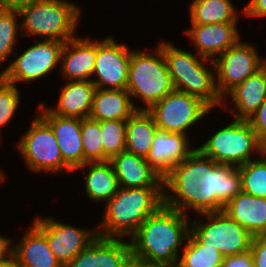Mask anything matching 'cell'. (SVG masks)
Wrapping results in <instances>:
<instances>
[{
    "label": "cell",
    "mask_w": 266,
    "mask_h": 267,
    "mask_svg": "<svg viewBox=\"0 0 266 267\" xmlns=\"http://www.w3.org/2000/svg\"><path fill=\"white\" fill-rule=\"evenodd\" d=\"M245 18L266 17V0H249L248 4L241 10Z\"/></svg>",
    "instance_id": "f35d334b"
},
{
    "label": "cell",
    "mask_w": 266,
    "mask_h": 267,
    "mask_svg": "<svg viewBox=\"0 0 266 267\" xmlns=\"http://www.w3.org/2000/svg\"><path fill=\"white\" fill-rule=\"evenodd\" d=\"M266 98V64L255 74L248 76L224 97L222 108H231V116L236 120H248ZM229 99V101H228ZM231 100V101H230ZM231 103V104H230Z\"/></svg>",
    "instance_id": "ffe728a7"
},
{
    "label": "cell",
    "mask_w": 266,
    "mask_h": 267,
    "mask_svg": "<svg viewBox=\"0 0 266 267\" xmlns=\"http://www.w3.org/2000/svg\"><path fill=\"white\" fill-rule=\"evenodd\" d=\"M131 257L129 239L98 236L65 267H126Z\"/></svg>",
    "instance_id": "ac0fdd59"
},
{
    "label": "cell",
    "mask_w": 266,
    "mask_h": 267,
    "mask_svg": "<svg viewBox=\"0 0 266 267\" xmlns=\"http://www.w3.org/2000/svg\"><path fill=\"white\" fill-rule=\"evenodd\" d=\"M107 35L96 40V60L91 81L96 88L126 89L131 49Z\"/></svg>",
    "instance_id": "9a60e30c"
},
{
    "label": "cell",
    "mask_w": 266,
    "mask_h": 267,
    "mask_svg": "<svg viewBox=\"0 0 266 267\" xmlns=\"http://www.w3.org/2000/svg\"><path fill=\"white\" fill-rule=\"evenodd\" d=\"M0 267H21V266L18 264V262L13 257L9 261H7L5 263H1L0 264Z\"/></svg>",
    "instance_id": "7bdbcfd3"
},
{
    "label": "cell",
    "mask_w": 266,
    "mask_h": 267,
    "mask_svg": "<svg viewBox=\"0 0 266 267\" xmlns=\"http://www.w3.org/2000/svg\"><path fill=\"white\" fill-rule=\"evenodd\" d=\"M188 8L191 25L238 22L242 14L232 0H192Z\"/></svg>",
    "instance_id": "f1b7e54d"
},
{
    "label": "cell",
    "mask_w": 266,
    "mask_h": 267,
    "mask_svg": "<svg viewBox=\"0 0 266 267\" xmlns=\"http://www.w3.org/2000/svg\"><path fill=\"white\" fill-rule=\"evenodd\" d=\"M189 138V134L159 130L153 139L152 148L146 160L163 178L196 149L191 147Z\"/></svg>",
    "instance_id": "44dd1931"
},
{
    "label": "cell",
    "mask_w": 266,
    "mask_h": 267,
    "mask_svg": "<svg viewBox=\"0 0 266 267\" xmlns=\"http://www.w3.org/2000/svg\"><path fill=\"white\" fill-rule=\"evenodd\" d=\"M199 175L201 152L196 148L163 177L164 205L189 217L191 211L198 215Z\"/></svg>",
    "instance_id": "7c38bea8"
},
{
    "label": "cell",
    "mask_w": 266,
    "mask_h": 267,
    "mask_svg": "<svg viewBox=\"0 0 266 267\" xmlns=\"http://www.w3.org/2000/svg\"><path fill=\"white\" fill-rule=\"evenodd\" d=\"M217 90L223 98L248 76L255 74L266 64L255 45L242 38L213 60Z\"/></svg>",
    "instance_id": "4fadbf2b"
},
{
    "label": "cell",
    "mask_w": 266,
    "mask_h": 267,
    "mask_svg": "<svg viewBox=\"0 0 266 267\" xmlns=\"http://www.w3.org/2000/svg\"><path fill=\"white\" fill-rule=\"evenodd\" d=\"M198 214L221 211L242 191V176L237 166L218 164L201 153Z\"/></svg>",
    "instance_id": "9c48e42d"
},
{
    "label": "cell",
    "mask_w": 266,
    "mask_h": 267,
    "mask_svg": "<svg viewBox=\"0 0 266 267\" xmlns=\"http://www.w3.org/2000/svg\"><path fill=\"white\" fill-rule=\"evenodd\" d=\"M158 131L153 116L146 110H137L126 120L125 150L147 157Z\"/></svg>",
    "instance_id": "83f0119b"
},
{
    "label": "cell",
    "mask_w": 266,
    "mask_h": 267,
    "mask_svg": "<svg viewBox=\"0 0 266 267\" xmlns=\"http://www.w3.org/2000/svg\"><path fill=\"white\" fill-rule=\"evenodd\" d=\"M250 251L254 267H266V235L253 236Z\"/></svg>",
    "instance_id": "8d00e7d4"
},
{
    "label": "cell",
    "mask_w": 266,
    "mask_h": 267,
    "mask_svg": "<svg viewBox=\"0 0 266 267\" xmlns=\"http://www.w3.org/2000/svg\"><path fill=\"white\" fill-rule=\"evenodd\" d=\"M15 144L26 168L34 173L73 172L63 161L51 127L37 114Z\"/></svg>",
    "instance_id": "52a82bcc"
},
{
    "label": "cell",
    "mask_w": 266,
    "mask_h": 267,
    "mask_svg": "<svg viewBox=\"0 0 266 267\" xmlns=\"http://www.w3.org/2000/svg\"><path fill=\"white\" fill-rule=\"evenodd\" d=\"M157 43L155 50L150 51L131 48L126 91L137 110H149L174 90L161 50V40ZM133 99L143 104L135 103Z\"/></svg>",
    "instance_id": "5b68a950"
},
{
    "label": "cell",
    "mask_w": 266,
    "mask_h": 267,
    "mask_svg": "<svg viewBox=\"0 0 266 267\" xmlns=\"http://www.w3.org/2000/svg\"><path fill=\"white\" fill-rule=\"evenodd\" d=\"M223 211L252 236L266 235V198L241 191Z\"/></svg>",
    "instance_id": "603a6c76"
},
{
    "label": "cell",
    "mask_w": 266,
    "mask_h": 267,
    "mask_svg": "<svg viewBox=\"0 0 266 267\" xmlns=\"http://www.w3.org/2000/svg\"><path fill=\"white\" fill-rule=\"evenodd\" d=\"M0 133L2 134V131H0ZM0 134V142L3 141L2 140V135ZM1 144V143H0Z\"/></svg>",
    "instance_id": "f6af8a7d"
},
{
    "label": "cell",
    "mask_w": 266,
    "mask_h": 267,
    "mask_svg": "<svg viewBox=\"0 0 266 267\" xmlns=\"http://www.w3.org/2000/svg\"><path fill=\"white\" fill-rule=\"evenodd\" d=\"M103 161L110 160L113 156L125 151L126 145V120L100 121Z\"/></svg>",
    "instance_id": "d6a6232c"
},
{
    "label": "cell",
    "mask_w": 266,
    "mask_h": 267,
    "mask_svg": "<svg viewBox=\"0 0 266 267\" xmlns=\"http://www.w3.org/2000/svg\"><path fill=\"white\" fill-rule=\"evenodd\" d=\"M242 176V191L266 198V150L257 158L238 167Z\"/></svg>",
    "instance_id": "1f68e13d"
},
{
    "label": "cell",
    "mask_w": 266,
    "mask_h": 267,
    "mask_svg": "<svg viewBox=\"0 0 266 267\" xmlns=\"http://www.w3.org/2000/svg\"><path fill=\"white\" fill-rule=\"evenodd\" d=\"M35 44L22 50L18 55L13 54L14 60L0 71V76L11 84L33 83L49 76L55 69L60 68V56L64 46L59 40H37ZM19 82V83H18Z\"/></svg>",
    "instance_id": "30bf717a"
},
{
    "label": "cell",
    "mask_w": 266,
    "mask_h": 267,
    "mask_svg": "<svg viewBox=\"0 0 266 267\" xmlns=\"http://www.w3.org/2000/svg\"><path fill=\"white\" fill-rule=\"evenodd\" d=\"M55 106L45 107L53 114L63 117H89L96 86L91 80L65 81Z\"/></svg>",
    "instance_id": "cb8c5ba5"
},
{
    "label": "cell",
    "mask_w": 266,
    "mask_h": 267,
    "mask_svg": "<svg viewBox=\"0 0 266 267\" xmlns=\"http://www.w3.org/2000/svg\"><path fill=\"white\" fill-rule=\"evenodd\" d=\"M21 90L0 76V129L13 120L21 102ZM1 131V130H0Z\"/></svg>",
    "instance_id": "e575fe53"
},
{
    "label": "cell",
    "mask_w": 266,
    "mask_h": 267,
    "mask_svg": "<svg viewBox=\"0 0 266 267\" xmlns=\"http://www.w3.org/2000/svg\"><path fill=\"white\" fill-rule=\"evenodd\" d=\"M147 111L160 131L187 135L212 109L200 98L174 89Z\"/></svg>",
    "instance_id": "8fae6325"
},
{
    "label": "cell",
    "mask_w": 266,
    "mask_h": 267,
    "mask_svg": "<svg viewBox=\"0 0 266 267\" xmlns=\"http://www.w3.org/2000/svg\"><path fill=\"white\" fill-rule=\"evenodd\" d=\"M180 253L176 267H214L223 263V256L217 249L206 247L191 232Z\"/></svg>",
    "instance_id": "f546056e"
},
{
    "label": "cell",
    "mask_w": 266,
    "mask_h": 267,
    "mask_svg": "<svg viewBox=\"0 0 266 267\" xmlns=\"http://www.w3.org/2000/svg\"><path fill=\"white\" fill-rule=\"evenodd\" d=\"M198 215L202 219L194 215L190 232L206 247L217 249L223 257L250 250L253 236L223 210Z\"/></svg>",
    "instance_id": "ba28073f"
},
{
    "label": "cell",
    "mask_w": 266,
    "mask_h": 267,
    "mask_svg": "<svg viewBox=\"0 0 266 267\" xmlns=\"http://www.w3.org/2000/svg\"><path fill=\"white\" fill-rule=\"evenodd\" d=\"M190 219L163 204L129 238L132 257L176 267L189 236Z\"/></svg>",
    "instance_id": "6da1fadb"
},
{
    "label": "cell",
    "mask_w": 266,
    "mask_h": 267,
    "mask_svg": "<svg viewBox=\"0 0 266 267\" xmlns=\"http://www.w3.org/2000/svg\"><path fill=\"white\" fill-rule=\"evenodd\" d=\"M220 267H254L251 251L223 257V263Z\"/></svg>",
    "instance_id": "74e56055"
},
{
    "label": "cell",
    "mask_w": 266,
    "mask_h": 267,
    "mask_svg": "<svg viewBox=\"0 0 266 267\" xmlns=\"http://www.w3.org/2000/svg\"><path fill=\"white\" fill-rule=\"evenodd\" d=\"M164 204L163 187L123 188L103 206L98 236L129 239Z\"/></svg>",
    "instance_id": "7a4b0ae2"
},
{
    "label": "cell",
    "mask_w": 266,
    "mask_h": 267,
    "mask_svg": "<svg viewBox=\"0 0 266 267\" xmlns=\"http://www.w3.org/2000/svg\"><path fill=\"white\" fill-rule=\"evenodd\" d=\"M137 109L126 89L96 88L89 118L104 120H127Z\"/></svg>",
    "instance_id": "4316f807"
},
{
    "label": "cell",
    "mask_w": 266,
    "mask_h": 267,
    "mask_svg": "<svg viewBox=\"0 0 266 267\" xmlns=\"http://www.w3.org/2000/svg\"><path fill=\"white\" fill-rule=\"evenodd\" d=\"M220 128L196 146L203 155L218 164L239 167L259 157L266 150V146L257 138L246 120L233 119Z\"/></svg>",
    "instance_id": "8992f818"
},
{
    "label": "cell",
    "mask_w": 266,
    "mask_h": 267,
    "mask_svg": "<svg viewBox=\"0 0 266 267\" xmlns=\"http://www.w3.org/2000/svg\"><path fill=\"white\" fill-rule=\"evenodd\" d=\"M161 50L175 90L200 98L212 110L222 106L213 60L175 47L169 40H161Z\"/></svg>",
    "instance_id": "3957f363"
},
{
    "label": "cell",
    "mask_w": 266,
    "mask_h": 267,
    "mask_svg": "<svg viewBox=\"0 0 266 267\" xmlns=\"http://www.w3.org/2000/svg\"><path fill=\"white\" fill-rule=\"evenodd\" d=\"M96 40L76 36L64 43L60 74L65 81L91 80L95 68Z\"/></svg>",
    "instance_id": "d6986e66"
},
{
    "label": "cell",
    "mask_w": 266,
    "mask_h": 267,
    "mask_svg": "<svg viewBox=\"0 0 266 267\" xmlns=\"http://www.w3.org/2000/svg\"><path fill=\"white\" fill-rule=\"evenodd\" d=\"M80 7L70 0H33L18 9L22 38L66 42L76 37L82 17Z\"/></svg>",
    "instance_id": "277c9868"
},
{
    "label": "cell",
    "mask_w": 266,
    "mask_h": 267,
    "mask_svg": "<svg viewBox=\"0 0 266 267\" xmlns=\"http://www.w3.org/2000/svg\"><path fill=\"white\" fill-rule=\"evenodd\" d=\"M33 0H0V8L19 9Z\"/></svg>",
    "instance_id": "b9f144b4"
},
{
    "label": "cell",
    "mask_w": 266,
    "mask_h": 267,
    "mask_svg": "<svg viewBox=\"0 0 266 267\" xmlns=\"http://www.w3.org/2000/svg\"><path fill=\"white\" fill-rule=\"evenodd\" d=\"M6 179H7V178H6V174H5L4 170H2V169L0 168V186H1V184H4V181H5Z\"/></svg>",
    "instance_id": "ee69618b"
},
{
    "label": "cell",
    "mask_w": 266,
    "mask_h": 267,
    "mask_svg": "<svg viewBox=\"0 0 266 267\" xmlns=\"http://www.w3.org/2000/svg\"><path fill=\"white\" fill-rule=\"evenodd\" d=\"M77 170H84V173L85 170L87 171L82 186H84L85 195L92 202L105 204L117 193L119 184L112 163L109 160L86 162L74 171L78 172Z\"/></svg>",
    "instance_id": "484cf974"
},
{
    "label": "cell",
    "mask_w": 266,
    "mask_h": 267,
    "mask_svg": "<svg viewBox=\"0 0 266 267\" xmlns=\"http://www.w3.org/2000/svg\"><path fill=\"white\" fill-rule=\"evenodd\" d=\"M19 19L18 9L0 8V66L16 53L17 38L22 37Z\"/></svg>",
    "instance_id": "4dcf8cb0"
},
{
    "label": "cell",
    "mask_w": 266,
    "mask_h": 267,
    "mask_svg": "<svg viewBox=\"0 0 266 267\" xmlns=\"http://www.w3.org/2000/svg\"><path fill=\"white\" fill-rule=\"evenodd\" d=\"M17 244L13 257L21 267H62L50 250L46 235L32 222Z\"/></svg>",
    "instance_id": "d4e9b609"
},
{
    "label": "cell",
    "mask_w": 266,
    "mask_h": 267,
    "mask_svg": "<svg viewBox=\"0 0 266 267\" xmlns=\"http://www.w3.org/2000/svg\"><path fill=\"white\" fill-rule=\"evenodd\" d=\"M123 188L163 187V178L149 164L146 157L122 151L110 160Z\"/></svg>",
    "instance_id": "7402d4cb"
},
{
    "label": "cell",
    "mask_w": 266,
    "mask_h": 267,
    "mask_svg": "<svg viewBox=\"0 0 266 267\" xmlns=\"http://www.w3.org/2000/svg\"><path fill=\"white\" fill-rule=\"evenodd\" d=\"M126 267H173L164 263L148 262L142 259L131 257Z\"/></svg>",
    "instance_id": "60d3db41"
},
{
    "label": "cell",
    "mask_w": 266,
    "mask_h": 267,
    "mask_svg": "<svg viewBox=\"0 0 266 267\" xmlns=\"http://www.w3.org/2000/svg\"><path fill=\"white\" fill-rule=\"evenodd\" d=\"M33 223L46 235L50 250L62 267L67 266L97 237V227H77L54 217L35 216Z\"/></svg>",
    "instance_id": "5bb4252c"
},
{
    "label": "cell",
    "mask_w": 266,
    "mask_h": 267,
    "mask_svg": "<svg viewBox=\"0 0 266 267\" xmlns=\"http://www.w3.org/2000/svg\"><path fill=\"white\" fill-rule=\"evenodd\" d=\"M13 237L0 234V264L13 258L14 241ZM14 242V243H13Z\"/></svg>",
    "instance_id": "ab89813d"
},
{
    "label": "cell",
    "mask_w": 266,
    "mask_h": 267,
    "mask_svg": "<svg viewBox=\"0 0 266 267\" xmlns=\"http://www.w3.org/2000/svg\"><path fill=\"white\" fill-rule=\"evenodd\" d=\"M81 138L86 162L103 161L100 121L89 117L81 119Z\"/></svg>",
    "instance_id": "836d02e7"
},
{
    "label": "cell",
    "mask_w": 266,
    "mask_h": 267,
    "mask_svg": "<svg viewBox=\"0 0 266 267\" xmlns=\"http://www.w3.org/2000/svg\"><path fill=\"white\" fill-rule=\"evenodd\" d=\"M247 121L255 131L257 138L266 146V98Z\"/></svg>",
    "instance_id": "d590c367"
},
{
    "label": "cell",
    "mask_w": 266,
    "mask_h": 267,
    "mask_svg": "<svg viewBox=\"0 0 266 267\" xmlns=\"http://www.w3.org/2000/svg\"><path fill=\"white\" fill-rule=\"evenodd\" d=\"M38 105L37 114L51 127L64 163L74 172L76 168L84 165L81 119L53 114L42 101Z\"/></svg>",
    "instance_id": "2e32d148"
},
{
    "label": "cell",
    "mask_w": 266,
    "mask_h": 267,
    "mask_svg": "<svg viewBox=\"0 0 266 267\" xmlns=\"http://www.w3.org/2000/svg\"><path fill=\"white\" fill-rule=\"evenodd\" d=\"M239 22H223L207 25H190L183 35L190 39L195 53L214 60L240 39Z\"/></svg>",
    "instance_id": "e0dca14e"
}]
</instances>
